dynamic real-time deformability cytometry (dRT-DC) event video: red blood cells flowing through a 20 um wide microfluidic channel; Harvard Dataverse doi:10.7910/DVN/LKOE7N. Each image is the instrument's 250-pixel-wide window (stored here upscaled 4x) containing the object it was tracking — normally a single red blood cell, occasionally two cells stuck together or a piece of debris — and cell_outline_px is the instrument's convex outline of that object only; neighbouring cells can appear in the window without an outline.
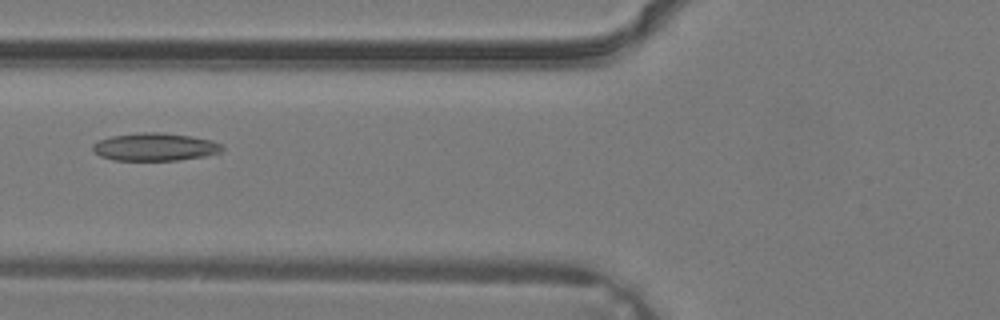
{"species": "common noctule bat (a hibernating species)", "species_latin": "Nyctalus noctula", "temperature_condition": "warm", "stored_images_in_passage": 25, "camera_frame_rate_fps": 3000, "um_per_image_px": 0.085, "animal": {"sex": "male", "body_mass_g": 19.2, "forearm_length_mm": 51.8}, "frame": {"image": 1, "passage_image": 3, "time_ms": 0.667, "image_size_px": [1000, 320], "cell_outline_px": [[224, 148], [220, 152], [204, 156], [180, 160], [112, 160], [100, 156], [92, 152], [92, 144], [100, 140], [112, 136], [136, 132], [164, 132], [212, 140], [224, 144]], "centroid_in_image_um": [13.16, 12.48], "position_along_channel_um": 112.6, "area_um2": 21.15}}
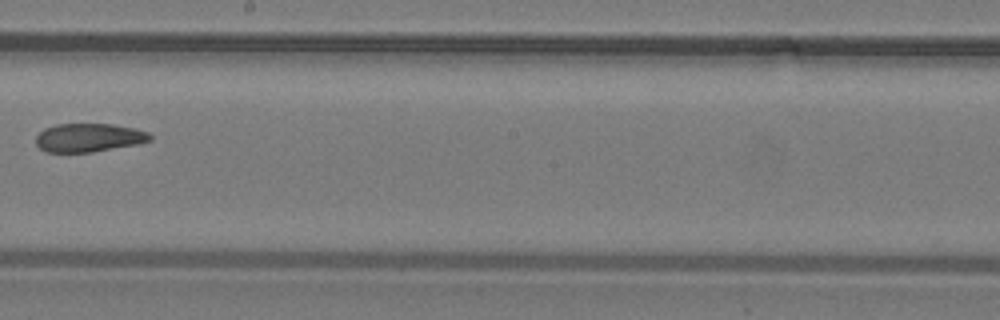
{"frame": {"image": 2, "passage_image": 10, "time_ms": 3.0, "image_size_px": [1000, 320], "cell_outline_px": [[152, 140], [140, 144], [92, 152], [44, 152], [36, 144], [36, 136], [44, 128], [56, 124], [112, 124], [132, 128], [148, 132], [152, 136]], "centroid_in_image_um": [7.55, 11.7], "position_along_channel_um": 240.7, "area_um2": 19.07}}
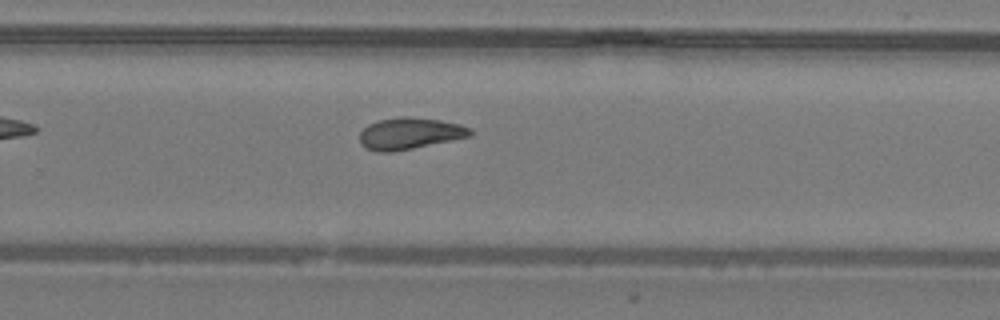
{"frame": {"image": 3, "passage_image": 13, "time_ms": 4.0, "image_size_px": [1000, 320], "cell_outline_px": [[472, 132], [468, 136], [452, 140], [392, 152], [376, 152], [364, 148], [360, 144], [360, 132], [368, 124], [380, 120], [404, 116], [440, 120], [460, 124], [472, 128]], "centroid_in_image_um": [34.79, 11.35], "position_along_channel_um": 295.0, "area_um2": 20.23}}